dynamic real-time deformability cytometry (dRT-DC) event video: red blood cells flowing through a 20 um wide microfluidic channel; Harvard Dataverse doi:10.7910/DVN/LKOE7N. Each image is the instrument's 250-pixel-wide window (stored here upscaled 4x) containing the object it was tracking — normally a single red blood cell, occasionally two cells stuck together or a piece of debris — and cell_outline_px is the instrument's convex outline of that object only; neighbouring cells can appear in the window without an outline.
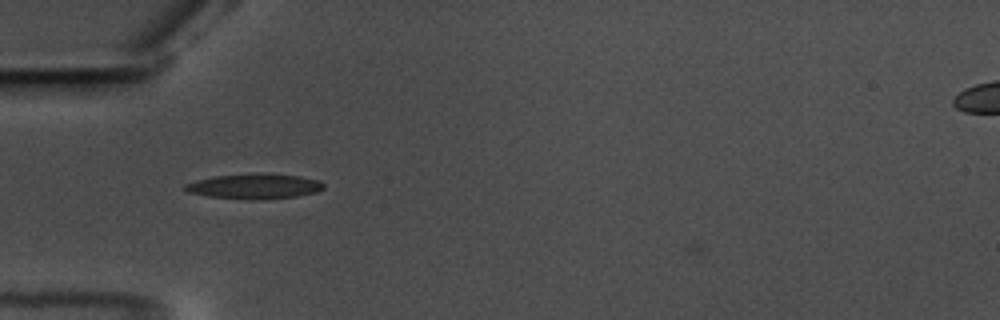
{"species": "common noctule bat (a hibernating species)", "species_latin": "Nyctalus noctula", "temperature_condition": "warm", "stored_images_in_passage": 42, "camera_frame_rate_fps": 3000, "um_per_image_px": 0.085, "animal": {"sex": "male", "body_mass_g": 17.5, "forearm_length_mm": 52.3}, "frame": {"image": 1, "passage_image": 3, "time_ms": 0.667, "image_size_px": [1000, 320], "cell_outline_px": [[324, 188], [316, 192], [296, 196], [252, 200], [208, 196], [188, 192], [184, 188], [184, 184], [196, 180], [216, 176], [300, 176], [316, 180], [324, 184]], "centroid_in_image_um": [21.59, 15.88], "position_along_channel_um": 63.4, "area_um2": 19.02}}
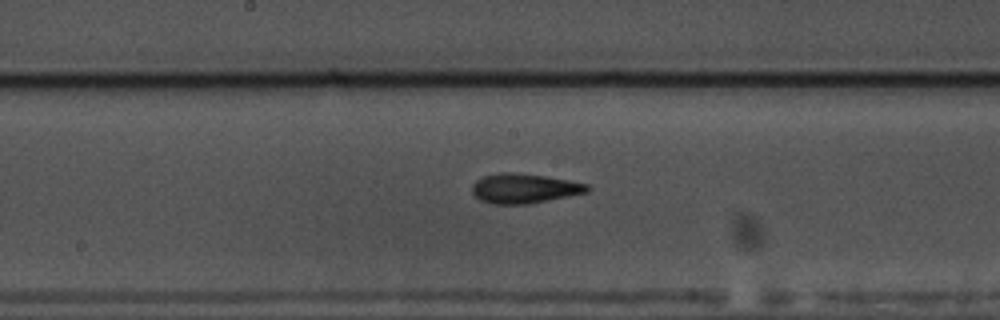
{"frame": {"image": 2, "passage_image": 15, "time_ms": 4.667, "image_size_px": [1000, 320], "cell_outline_px": [[592, 188], [588, 192], [528, 204], [492, 204], [480, 200], [472, 192], [472, 184], [476, 180], [484, 176], [500, 172], [512, 172], [544, 176], [568, 180], [588, 184]], "centroid_in_image_um": [44.55, 16.01], "position_along_channel_um": 203.6, "area_um2": 19.88}}
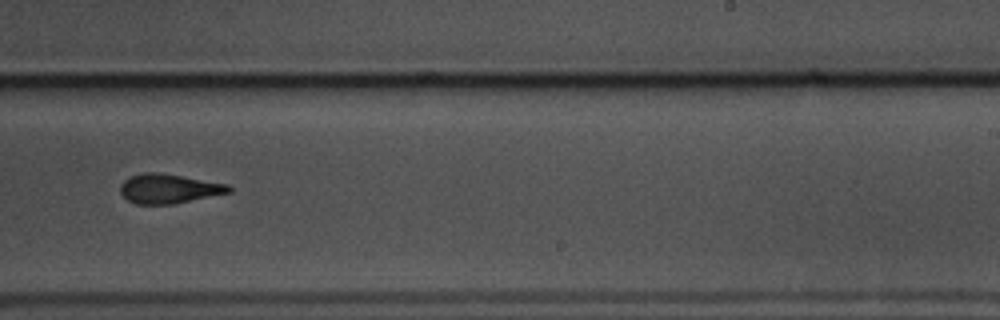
{"frame": {"image": 3, "passage_image": 21, "time_ms": 6.667, "image_size_px": [1000, 320], "cell_outline_px": [[232, 192], [172, 204], [136, 204], [128, 200], [120, 192], [120, 184], [128, 176], [144, 172], [156, 172], [228, 184], [232, 188]], "centroid_in_image_um": [14.32, 16.03], "position_along_channel_um": 274.7, "area_um2": 18.5}, "authors_computed_cell_mechanics": {"area_um2": 18.6694, "velocity_mm_per_s": 3.554, "shape_relaxation_time_tau1_ms": 4.9224, "shape_relaxation_time_tau2_ms": 3.1691, "deformation_change_tau1": 0.1712, "deformation_change_tau2": 0.1316}}